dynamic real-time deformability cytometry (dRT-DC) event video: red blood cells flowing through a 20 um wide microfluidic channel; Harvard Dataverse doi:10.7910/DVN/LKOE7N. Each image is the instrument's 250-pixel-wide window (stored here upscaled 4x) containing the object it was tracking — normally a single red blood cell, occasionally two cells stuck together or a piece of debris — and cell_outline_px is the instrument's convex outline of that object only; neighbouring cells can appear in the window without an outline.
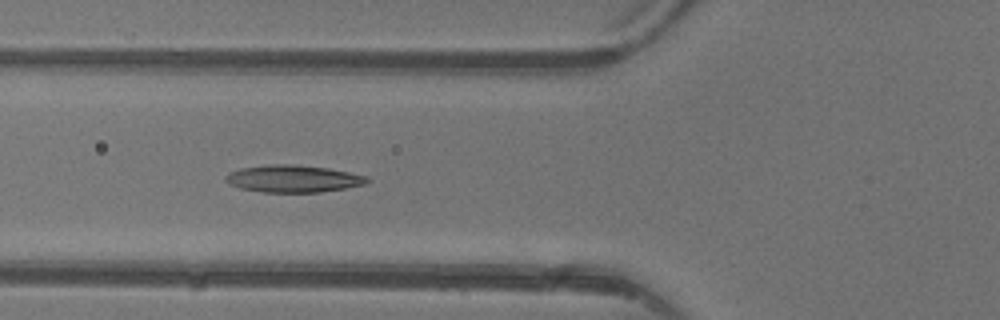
{"species": "common noctule bat (a hibernating species)", "species_latin": "Nyctalus noctula", "temperature_condition": "warm", "stored_images_in_passage": 5, "camera_frame_rate_fps": 3000, "um_per_image_px": 0.085, "animal": {"sex": "female"}, "frame": {"image": 1, "passage_image": 5, "time_ms": 5.667, "image_size_px": [1000, 320], "cell_outline_px": [[372, 180], [364, 184], [344, 188], [320, 192], [264, 192], [240, 188], [224, 180], [224, 176], [228, 172], [240, 168], [268, 164], [296, 164], [328, 168], [368, 176]], "centroid_in_image_um": [24.91, 15.18], "position_along_channel_um": 100.9, "area_um2": 22.48}}